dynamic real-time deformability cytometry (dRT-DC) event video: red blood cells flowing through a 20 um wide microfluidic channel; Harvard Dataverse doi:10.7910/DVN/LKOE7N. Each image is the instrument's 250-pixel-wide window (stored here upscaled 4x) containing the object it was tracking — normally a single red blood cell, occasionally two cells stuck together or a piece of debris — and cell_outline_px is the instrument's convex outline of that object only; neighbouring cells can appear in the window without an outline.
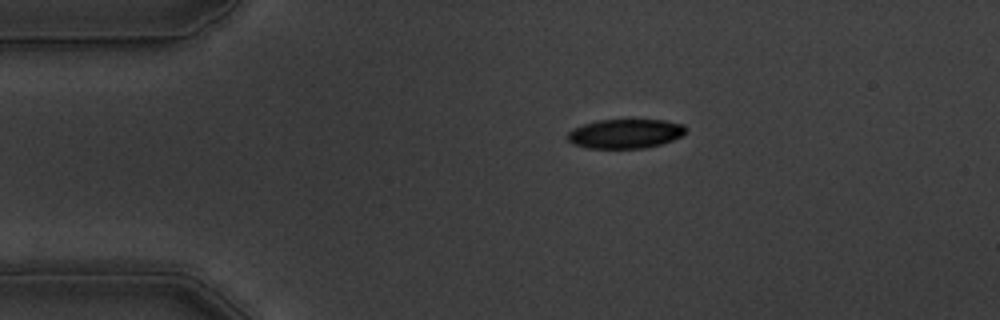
{"species": "common noctule bat (a hibernating species)", "species_latin": "Nyctalus noctula", "temperature_condition": "warm", "stored_images_in_passage": 38, "camera_frame_rate_fps": 3000, "um_per_image_px": 0.085, "animal": {"sex": "male", "body_mass_g": 19.5, "forearm_length_mm": 54.6}, "frame": {"image": 1, "passage_image": 1, "time_ms": 0.0, "image_size_px": [1000, 320], "cell_outline_px": [[684, 132], [680, 136], [672, 140], [660, 144], [644, 148], [588, 148], [572, 144], [568, 140], [568, 132], [572, 128], [584, 124], [600, 120], [664, 120], [684, 124]], "centroid_in_image_um": [53.11, 11.36], "position_along_channel_um": 31.9, "area_um2": 20.0}}
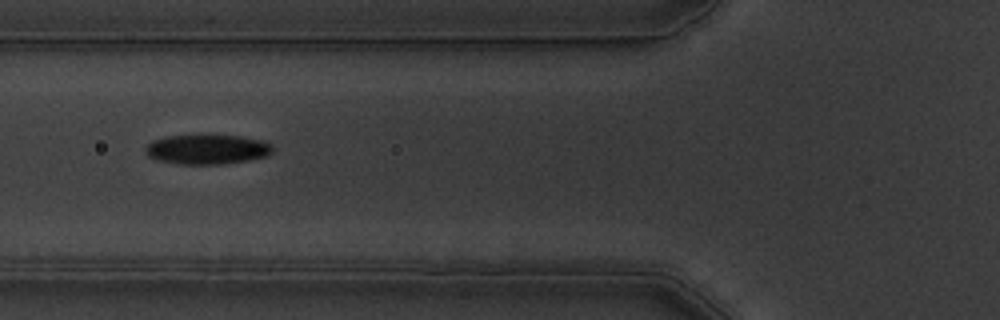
{"frame": {"image": 2, "passage_image": 11, "time_ms": 3.333, "image_size_px": [1000, 320], "cell_outline_px": [[272, 152], [268, 156], [248, 160], [220, 164], [180, 164], [156, 160], [148, 156], [144, 148], [152, 140], [168, 136], [240, 136], [260, 140], [272, 144]], "centroid_in_image_um": [17.59, 12.71], "position_along_channel_um": 108.2, "area_um2": 21.79}}
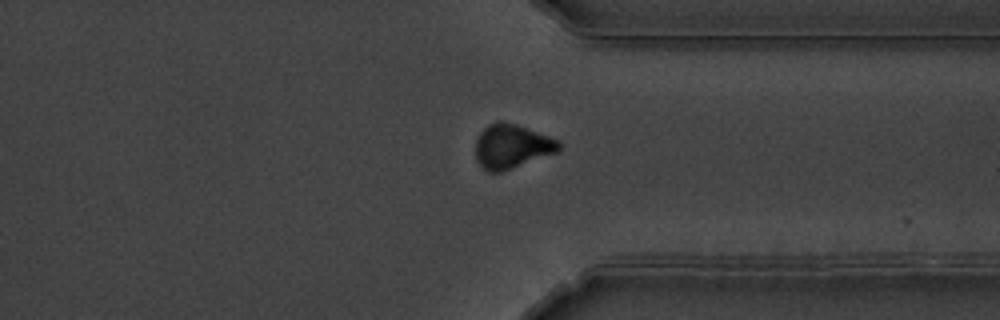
{"frame": {"image": 3, "passage_image": 33, "time_ms": 10.667, "image_size_px": [1000, 320], "cell_outline_px": [[560, 148], [556, 152], [500, 172], [488, 172], [476, 160], [476, 140], [480, 132], [488, 124], [500, 120], [516, 124], [560, 140]], "centroid_in_image_um": [43.48, 12.42], "position_along_channel_um": 367.9, "area_um2": 21.21}, "authors_computed_cell_mechanics": {"area_um2": 21.9929, "velocity_mm_per_s": 3.5608, "shape_relaxation_time_tau1_ms": 3.8428, "shape_relaxation_time_tau2_ms": null, "deformation_change_tau1": 0.1483, "deformation_change_tau2": null}}